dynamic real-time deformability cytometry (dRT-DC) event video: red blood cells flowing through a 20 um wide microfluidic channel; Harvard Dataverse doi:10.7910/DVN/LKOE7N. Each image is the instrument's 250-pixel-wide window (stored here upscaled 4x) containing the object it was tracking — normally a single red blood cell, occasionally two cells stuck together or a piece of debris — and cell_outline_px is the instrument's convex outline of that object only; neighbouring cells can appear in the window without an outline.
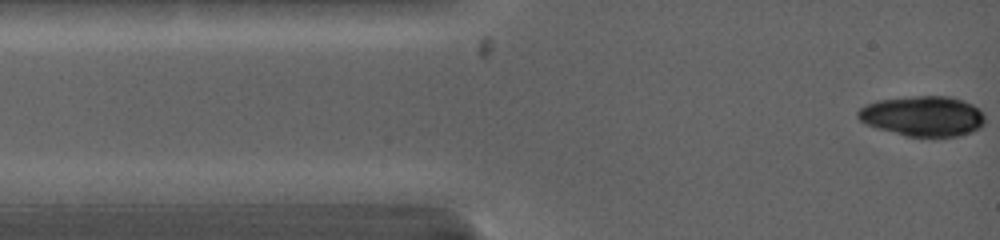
{"species": "common noctule bat (a hibernating species)", "species_latin": "Nyctalus noctula", "temperature_condition": "warm", "stored_images_in_passage": 3, "camera_frame_rate_fps": 5000, "um_per_image_px": 0.085, "animal": {"sex": "female", "body_mass_g": 19.0, "forearm_length_mm": 53.3}, "frame": {"image": 1, "passage_image": 3, "time_ms": 1.0, "image_size_px": [1000, 240], "cell_outline_px": [[984, 124], [980, 128], [972, 132], [960, 136], [936, 140], [904, 136], [876, 128], [864, 124], [856, 116], [856, 112], [864, 104], [876, 100], [912, 96], [948, 96], [964, 100], [980, 108], [984, 116]], "centroid_in_image_um": [78.45, 9.91], "position_along_channel_um": 6.6, "area_um2": 31.04}}